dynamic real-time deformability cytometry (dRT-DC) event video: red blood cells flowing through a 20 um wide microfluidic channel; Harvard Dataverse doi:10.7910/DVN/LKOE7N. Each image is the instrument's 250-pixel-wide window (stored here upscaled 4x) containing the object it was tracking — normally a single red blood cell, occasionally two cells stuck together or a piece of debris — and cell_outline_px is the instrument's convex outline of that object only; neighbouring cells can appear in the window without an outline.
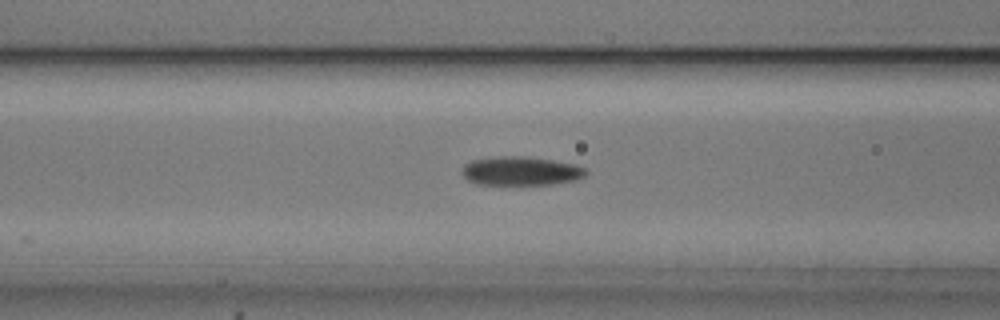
{"species": "common noctule bat (a hibernating species)", "species_latin": "Nyctalus noctula", "temperature_condition": "cold", "stored_images_in_passage": 40, "camera_frame_rate_fps": 3000, "um_per_image_px": 0.085, "animal": {"sex": "male", "body_mass_g": 20.5, "forearm_length_mm": 52.5}, "frame": {"image": 1, "passage_image": 22, "time_ms": 7.0, "image_size_px": [1000, 320], "cell_outline_px": [[588, 172], [584, 176], [576, 180], [552, 184], [476, 184], [468, 180], [460, 172], [464, 164], [472, 160], [500, 156], [524, 156], [552, 160], [576, 164], [584, 168]], "centroid_in_image_um": [44.26, 14.53], "position_along_channel_um": 122.3, "area_um2": 20.81}}
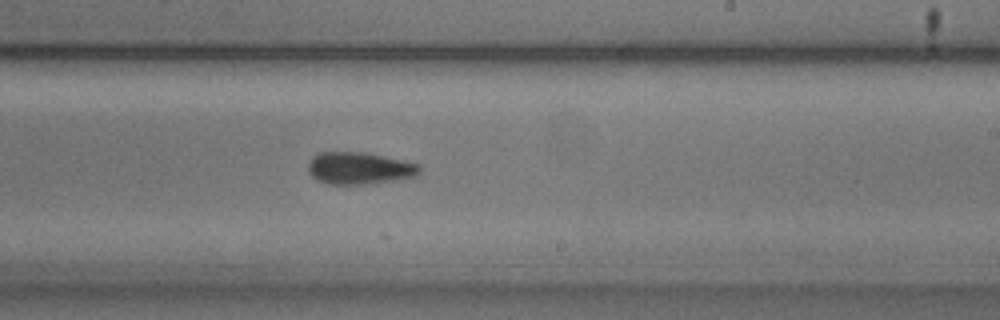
{"frame": {"image": 2, "passage_image": 33, "time_ms": 10.667, "image_size_px": [1000, 320], "cell_outline_px": [[420, 172], [416, 176], [392, 180], [360, 184], [328, 184], [312, 176], [308, 172], [308, 164], [312, 156], [320, 152], [364, 152], [404, 160], [420, 164]], "centroid_in_image_um": [30.54, 14.28], "position_along_channel_um": 258.5, "area_um2": 20.69}}
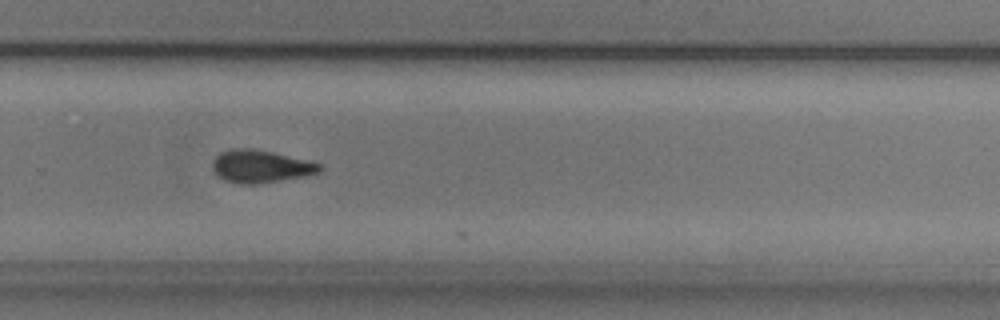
{"frame": {"image": 3, "passage_image": 37, "time_ms": 12.0, "image_size_px": [1000, 320], "cell_outline_px": [[324, 168], [320, 172], [308, 176], [256, 184], [240, 184], [224, 180], [216, 172], [212, 164], [216, 156], [220, 152], [232, 148], [252, 148], [272, 152], [320, 164]], "centroid_in_image_um": [22.17, 14.15], "position_along_channel_um": 307.6, "area_um2": 20.23}}